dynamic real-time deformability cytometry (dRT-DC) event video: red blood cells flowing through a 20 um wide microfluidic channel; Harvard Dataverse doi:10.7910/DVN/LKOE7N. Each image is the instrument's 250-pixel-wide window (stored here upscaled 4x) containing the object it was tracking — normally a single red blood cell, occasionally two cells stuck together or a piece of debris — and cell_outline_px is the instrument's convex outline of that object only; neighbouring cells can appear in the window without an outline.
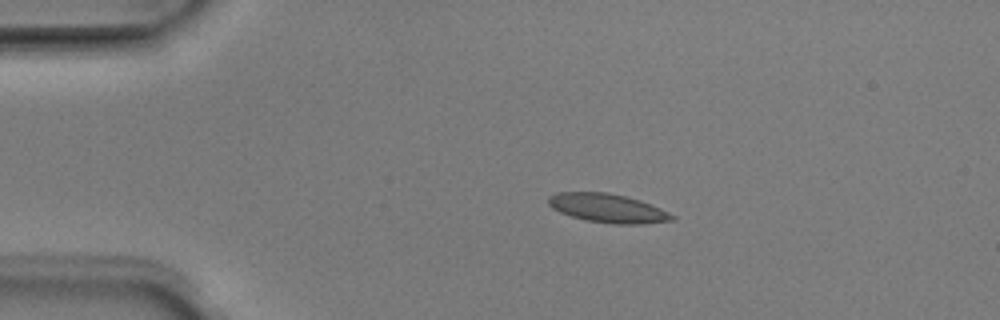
{"species": "Egyptian fruit bat (a non-hibernating species)", "species_latin": "Rousettus aegyptiacus", "temperature_condition": "room temperature", "stored_images_in_passage": 2, "camera_frame_rate_fps": 3000, "um_per_image_px": 0.085, "animal": {"sex": "male"}, "frame": {"image": 1, "passage_image": 1, "time_ms": 0.0, "image_size_px": [1000, 320], "cell_outline_px": [[676, 220], [644, 224], [612, 224], [584, 220], [560, 212], [552, 208], [548, 204], [548, 196], [556, 192], [608, 192], [640, 200], [660, 208], [676, 216]], "centroid_in_image_um": [51.66, 17.7], "position_along_channel_um": 33.3, "area_um2": 20.92}}